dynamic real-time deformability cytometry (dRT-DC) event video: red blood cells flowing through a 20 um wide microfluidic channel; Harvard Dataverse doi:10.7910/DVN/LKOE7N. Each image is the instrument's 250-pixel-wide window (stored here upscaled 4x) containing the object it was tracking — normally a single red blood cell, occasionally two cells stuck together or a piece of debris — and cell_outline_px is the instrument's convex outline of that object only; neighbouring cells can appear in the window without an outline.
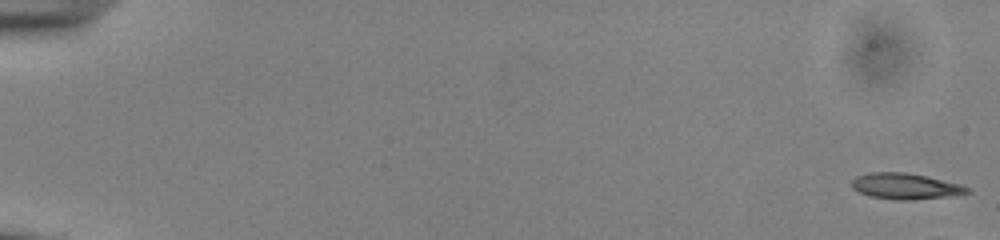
{"species": "common noctule bat (a hibernating species)", "species_latin": "Nyctalus noctula", "temperature_condition": "cold", "stored_images_in_passage": 18, "camera_frame_rate_fps": 3000, "um_per_image_px": 0.085, "animal": {"sex": "male", "body_mass_g": 13.0, "forearm_length_mm": 53.1}, "frame": {"image": 1, "passage_image": 1, "time_ms": 0.0, "image_size_px": [1000, 240], "cell_outline_px": [[972, 192], [944, 196], [908, 200], [896, 200], [868, 196], [852, 188], [852, 180], [856, 176], [872, 172], [908, 172], [960, 184], [972, 188]], "centroid_in_image_um": [76.94, 15.82], "position_along_channel_um": 8.1, "area_um2": 17.34}}
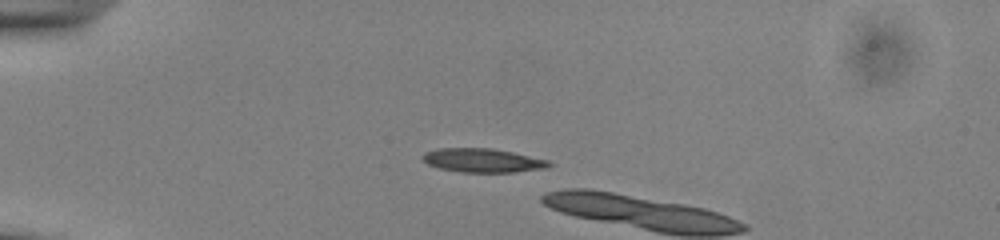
{"frame": {"image": 2, "passage_image": 15, "time_ms": 4.667, "image_size_px": [1000, 240], "cell_outline_px": [[552, 164], [548, 168], [516, 172], [460, 172], [440, 168], [428, 164], [420, 156], [424, 152], [440, 148], [492, 148], [512, 152], [548, 160]], "centroid_in_image_um": [41.03, 13.63], "position_along_channel_um": 44.0, "area_um2": 17.57}}